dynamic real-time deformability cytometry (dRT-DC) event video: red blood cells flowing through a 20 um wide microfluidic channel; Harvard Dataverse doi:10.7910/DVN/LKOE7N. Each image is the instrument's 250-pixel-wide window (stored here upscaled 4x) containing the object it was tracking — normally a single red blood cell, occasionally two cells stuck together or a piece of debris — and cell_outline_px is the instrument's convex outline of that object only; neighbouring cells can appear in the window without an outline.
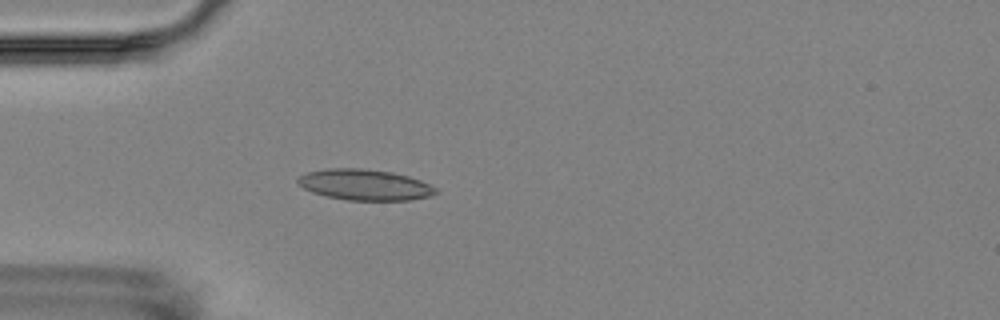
{"species": "Egyptian fruit bat (a non-hibernating species)", "species_latin": "Rousettus aegyptiacus", "temperature_condition": "room temperature", "stored_images_in_passage": 2, "camera_frame_rate_fps": 3000, "um_per_image_px": 0.085, "animal": {"sex": "female"}, "frame": {"image": 1, "passage_image": 2, "time_ms": 1.333, "image_size_px": [1000, 320], "cell_outline_px": [[440, 192], [428, 196], [408, 200], [348, 200], [328, 196], [312, 192], [304, 188], [296, 180], [300, 176], [308, 172], [328, 168], [364, 168], [392, 172], [408, 176], [420, 180], [436, 188]], "centroid_in_image_um": [31.02, 15.7], "position_along_channel_um": 54.0, "area_um2": 24.62}}